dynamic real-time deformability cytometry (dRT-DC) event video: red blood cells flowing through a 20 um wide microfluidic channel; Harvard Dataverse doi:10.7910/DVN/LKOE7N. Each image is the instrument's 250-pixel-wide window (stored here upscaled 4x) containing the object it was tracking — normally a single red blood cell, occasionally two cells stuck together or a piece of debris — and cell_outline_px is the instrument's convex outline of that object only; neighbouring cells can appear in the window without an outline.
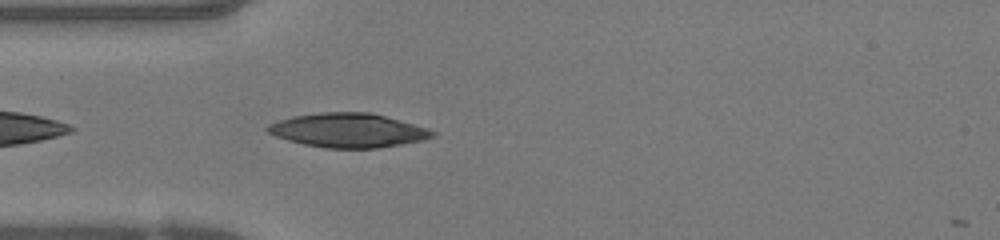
{"species": "human", "species_latin": "Homo sapiens", "temperature_condition": "warm", "stored_images_in_passage": 37, "camera_frame_rate_fps": 3000, "um_per_image_px": 0.085, "donor": {"sex": "female"}, "frame": {"image": 1, "passage_image": 2, "time_ms": 0.333, "image_size_px": [1000, 240], "cell_outline_px": [[436, 136], [424, 140], [380, 148], [328, 148], [304, 144], [288, 140], [276, 136], [268, 132], [264, 128], [268, 124], [276, 120], [292, 116], [320, 112], [368, 112], [384, 116], [428, 128], [436, 132]], "centroid_in_image_um": [29.58, 11.08], "position_along_channel_um": 55.4, "area_um2": 32.83}}
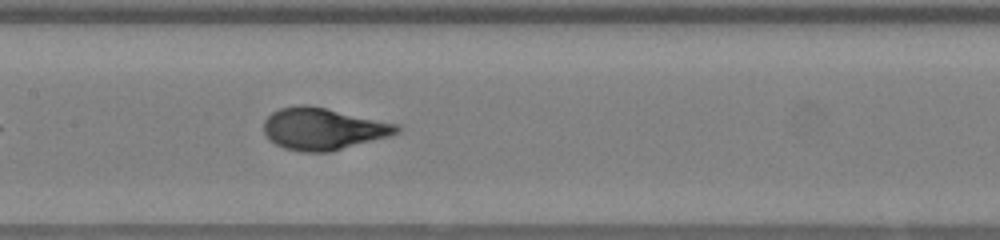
{"frame": {"image": 2, "passage_image": 11, "time_ms": 3.333, "image_size_px": [1000, 240], "cell_outline_px": [[400, 132], [388, 136], [332, 152], [300, 152], [284, 148], [268, 140], [264, 132], [264, 120], [272, 112], [280, 108], [296, 104], [308, 104], [396, 124], [400, 128]], "centroid_in_image_um": [27.4, 10.96], "position_along_channel_um": 180.0, "area_um2": 32.48}}
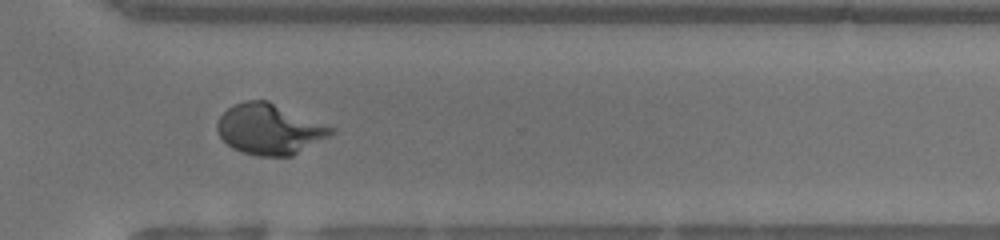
{"frame": {"image": 3, "passage_image": 23, "time_ms": 7.333, "image_size_px": [1000, 240], "cell_outline_px": [[336, 132], [292, 156], [256, 156], [240, 152], [232, 148], [220, 136], [216, 128], [216, 124], [220, 116], [228, 108], [244, 100], [268, 100], [336, 128]], "centroid_in_image_um": [22.91, 10.98], "position_along_channel_um": 347.7, "area_um2": 33.64}, "authors_computed_cell_mechanics": {"area_um2": 32.4836, "velocity_mm_per_s": 4.2049, "shape_relaxation_time_tau1_ms": 4.6441, "shape_relaxation_time_tau2_ms": null, "deformation_change_tau1": 0.2779, "deformation_change_tau2": null}}